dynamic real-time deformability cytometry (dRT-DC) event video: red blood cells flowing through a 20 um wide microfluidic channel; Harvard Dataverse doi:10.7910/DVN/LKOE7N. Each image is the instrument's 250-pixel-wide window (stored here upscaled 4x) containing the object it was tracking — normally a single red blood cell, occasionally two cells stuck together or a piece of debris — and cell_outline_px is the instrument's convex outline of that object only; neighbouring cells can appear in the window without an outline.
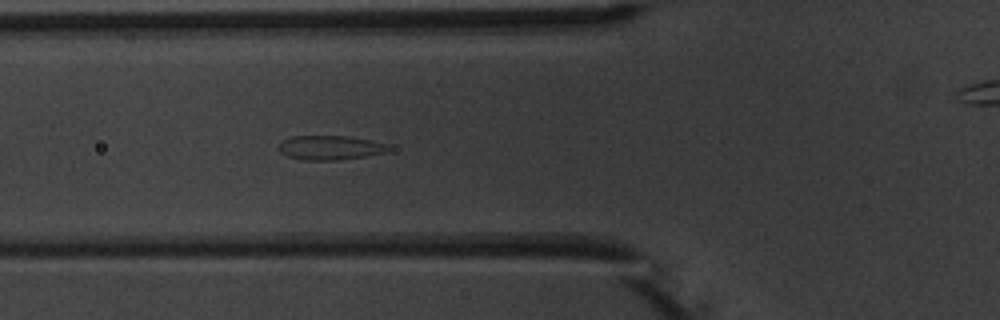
{"species": "common noctule bat (a hibernating species)", "species_latin": "Nyctalus noctula", "temperature_condition": "warm", "stored_images_in_passage": 4, "camera_frame_rate_fps": 3000, "um_per_image_px": 0.085, "animal": {"sex": "male", "body_mass_g": 20.1, "forearm_length_mm": 53.5}, "frame": {"image": 1, "passage_image": 4, "time_ms": 4.333, "image_size_px": [1000, 320], "cell_outline_px": [[388, 148], [380, 152], [368, 156], [336, 160], [304, 160], [288, 156], [280, 152], [280, 144], [284, 140], [292, 136], [348, 136], [388, 144]], "centroid_in_image_um": [28.02, 12.55], "position_along_channel_um": 97.8, "area_um2": 15.14}}